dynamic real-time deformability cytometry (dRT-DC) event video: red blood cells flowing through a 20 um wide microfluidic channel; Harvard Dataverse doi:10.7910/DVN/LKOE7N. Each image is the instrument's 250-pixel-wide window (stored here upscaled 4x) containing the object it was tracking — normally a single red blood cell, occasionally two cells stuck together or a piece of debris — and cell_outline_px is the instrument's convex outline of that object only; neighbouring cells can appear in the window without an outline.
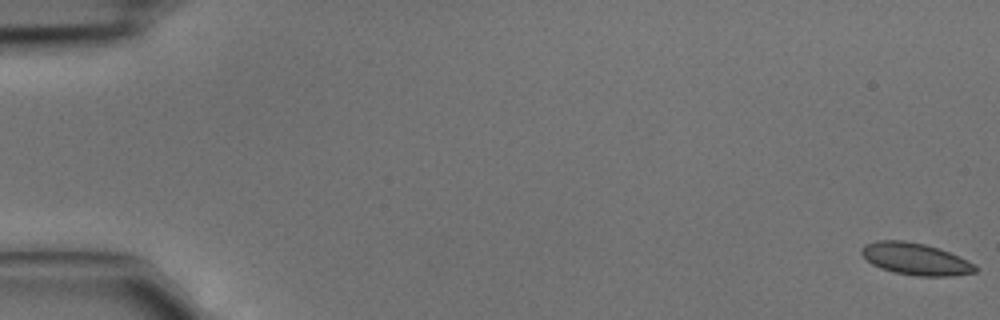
{"species": "common noctule bat (a hibernating species)", "species_latin": "Nyctalus noctula", "temperature_condition": "cold", "stored_images_in_passage": 4, "camera_frame_rate_fps": 3000, "um_per_image_px": 0.085, "animal": {"sex": "male", "body_mass_g": 15.6}, "frame": {"image": 1, "passage_image": 1, "time_ms": 0.0, "image_size_px": [1000, 320], "cell_outline_px": [[980, 268], [976, 272], [952, 276], [916, 276], [892, 272], [880, 268], [872, 264], [860, 252], [860, 248], [864, 244], [876, 240], [904, 240], [924, 244], [940, 248], [976, 264]], "centroid_in_image_um": [77.83, 22.01], "position_along_channel_um": 7.2, "area_um2": 21.44}}
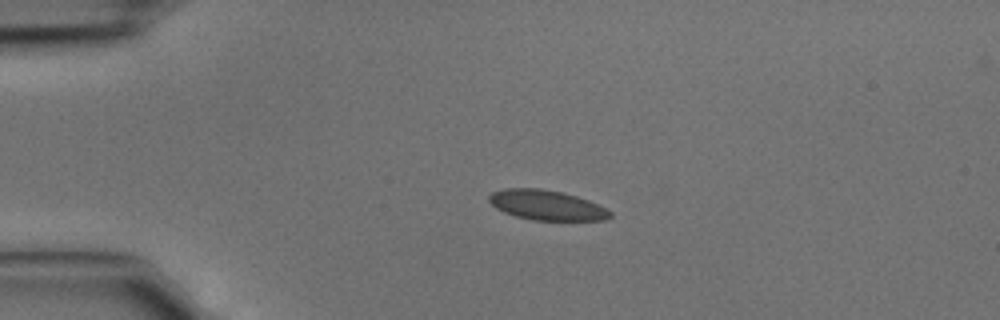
{"frame": {"image": 2, "passage_image": 3, "time_ms": 0.667, "image_size_px": [1000, 320], "cell_outline_px": [[612, 216], [604, 220], [532, 220], [516, 216], [504, 212], [496, 208], [488, 200], [488, 196], [492, 192], [504, 188], [540, 188], [560, 192], [576, 196], [588, 200], [612, 212]], "centroid_in_image_um": [46.43, 17.43], "position_along_channel_um": 38.6, "area_um2": 20.98}}